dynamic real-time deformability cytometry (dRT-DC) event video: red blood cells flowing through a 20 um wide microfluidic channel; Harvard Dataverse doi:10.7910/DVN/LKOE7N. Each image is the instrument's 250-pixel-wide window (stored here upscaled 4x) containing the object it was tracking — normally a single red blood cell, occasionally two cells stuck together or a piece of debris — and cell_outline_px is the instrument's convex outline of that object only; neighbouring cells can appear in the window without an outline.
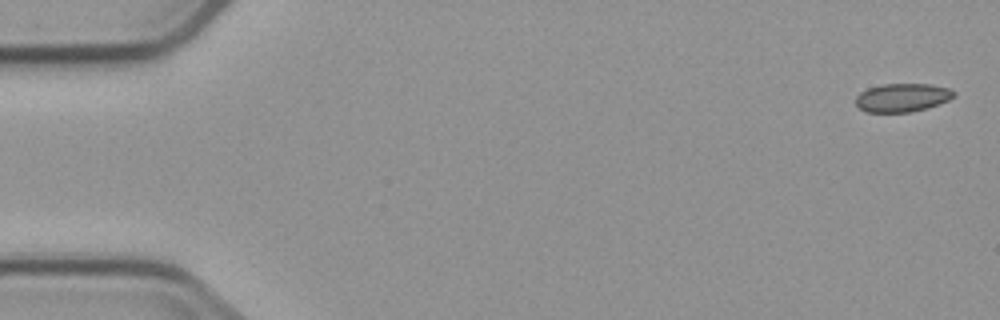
{"species": "common noctule bat (a hibernating species)", "species_latin": "Nyctalus noctula", "temperature_condition": "cold", "stored_images_in_passage": 4, "camera_frame_rate_fps": 3000, "um_per_image_px": 0.085, "animal": {"sex": "male", "body_mass_g": 23.1, "forearm_length_mm": 52.7}, "frame": {"image": 1, "passage_image": 1, "time_ms": 0.0, "image_size_px": [1000, 320], "cell_outline_px": [[956, 96], [948, 100], [928, 108], [908, 112], [864, 112], [856, 104], [856, 96], [860, 92], [868, 88], [884, 84], [932, 84], [952, 88], [956, 92]], "centroid_in_image_um": [76.73, 8.29], "position_along_channel_um": 8.3, "area_um2": 16.42}}